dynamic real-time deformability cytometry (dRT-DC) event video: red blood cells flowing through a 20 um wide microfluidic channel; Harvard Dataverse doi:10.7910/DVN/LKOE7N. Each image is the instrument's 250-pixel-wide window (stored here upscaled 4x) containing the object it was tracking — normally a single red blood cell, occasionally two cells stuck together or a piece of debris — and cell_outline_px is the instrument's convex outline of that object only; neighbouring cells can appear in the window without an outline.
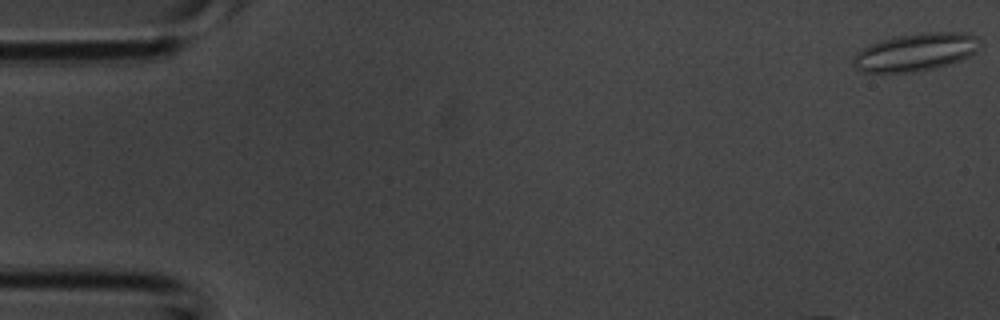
{"species": "common noctule bat (a hibernating species)", "species_latin": "Nyctalus noctula", "temperature_condition": "room temperature", "stored_images_in_passage": 4, "camera_frame_rate_fps": 3000, "um_per_image_px": 0.085, "animal": {"sex": "male", "body_mass_g": 20.1, "forearm_length_mm": 53.5}, "frame": {"image": 1, "passage_image": 1, "time_ms": 0.0, "image_size_px": [1000, 320], "cell_outline_px": [[980, 48], [976, 52], [960, 60], [948, 64], [932, 68], [912, 72], [860, 72], [852, 64], [852, 60], [856, 52], [868, 44], [880, 40], [920, 32], [964, 32], [980, 36]], "centroid_in_image_um": [77.84, 4.41], "position_along_channel_um": 7.2, "area_um2": 28.09}}